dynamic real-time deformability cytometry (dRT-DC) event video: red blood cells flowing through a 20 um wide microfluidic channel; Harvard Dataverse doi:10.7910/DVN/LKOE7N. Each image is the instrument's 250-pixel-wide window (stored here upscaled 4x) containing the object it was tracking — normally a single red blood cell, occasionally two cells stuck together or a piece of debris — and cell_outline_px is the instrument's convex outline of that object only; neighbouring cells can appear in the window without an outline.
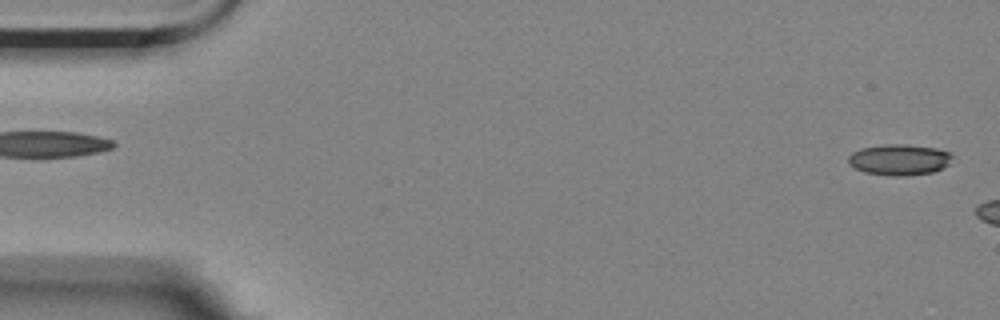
{"species": "Egyptian fruit bat (a non-hibernating species)", "species_latin": "Rousettus aegyptiacus", "temperature_condition": "room temperature", "stored_images_in_passage": 13, "camera_frame_rate_fps": 3000, "um_per_image_px": 0.085, "animal": {"sex": "female"}, "frame": {"image": 1, "passage_image": 1, "time_ms": 0.0, "image_size_px": [1000, 320], "cell_outline_px": [[956, 156], [944, 168], [932, 172], [904, 176], [888, 176], [864, 172], [848, 164], [848, 156], [852, 152], [860, 148], [880, 144], [908, 144], [936, 148], [952, 152]], "centroid_in_image_um": [76.47, 13.56], "position_along_channel_um": 8.5, "area_um2": 19.25}}